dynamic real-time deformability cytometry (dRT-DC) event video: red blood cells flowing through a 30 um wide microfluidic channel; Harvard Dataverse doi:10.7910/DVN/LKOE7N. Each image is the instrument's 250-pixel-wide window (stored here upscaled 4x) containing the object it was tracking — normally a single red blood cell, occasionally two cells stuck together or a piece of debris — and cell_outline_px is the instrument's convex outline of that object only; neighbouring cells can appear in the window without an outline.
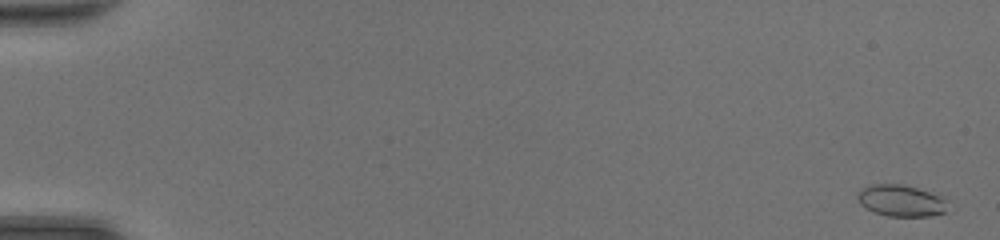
{"species": "common noctule bat (a hibernating species)", "species_latin": "Nyctalus noctula", "temperature_condition": "room temperature", "stored_images_in_passage": 48, "camera_frame_rate_fps": 3000, "um_per_image_px": 0.085, "animal": {"sex": "female", "body_mass_g": 20.0, "forearm_length_mm": 54.0}, "frame": {"image": 1, "passage_image": 1, "time_ms": 0.0, "image_size_px": [1000, 240], "cell_outline_px": [[944, 212], [928, 216], [888, 216], [876, 212], [860, 204], [856, 196], [856, 192], [860, 188], [868, 184], [904, 184], [944, 196]], "centroid_in_image_um": [76.52, 17.02], "position_along_channel_um": 8.5, "area_um2": 16.53}}
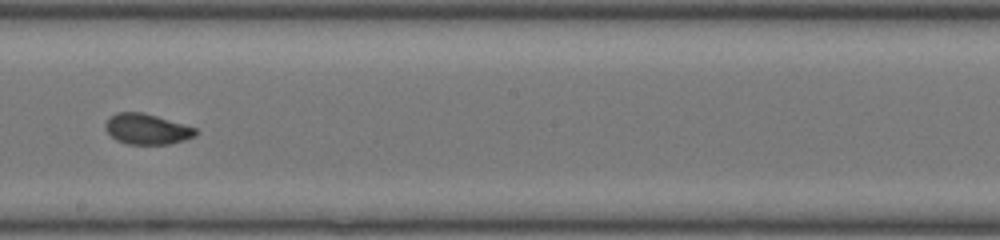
{"frame": {"image": 2, "passage_image": 29, "time_ms": 9.333, "image_size_px": [1000, 240], "cell_outline_px": [[200, 132], [196, 136], [184, 140], [168, 144], [128, 144], [116, 140], [104, 128], [104, 124], [116, 112], [144, 112], [196, 128]], "centroid_in_image_um": [12.51, 10.97], "position_along_channel_um": 235.7, "area_um2": 16.07}}
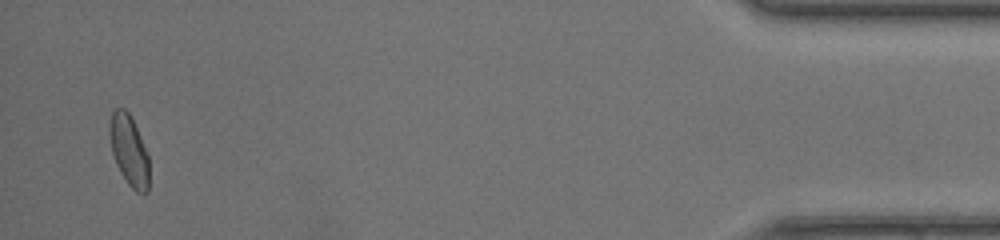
{"frame": {"image": 3, "passage_image": 47, "time_ms": 15.333, "image_size_px": [1000, 240], "cell_outline_px": [[148, 192], [136, 192], [128, 184], [120, 172], [116, 164], [112, 152], [108, 132], [108, 128], [112, 112], [116, 108], [124, 108], [132, 116], [148, 152]], "centroid_in_image_um": [10.96, 12.74], "position_along_channel_um": 424.2, "area_um2": 16.47}, "authors_computed_cell_mechanics": {"area_um2": 16.2418, "velocity_mm_per_s": 4.396, "shape_relaxation_time_tau1_ms": 3.6789, "shape_relaxation_time_tau2_ms": 1.1287, "deformation_change_tau1": 0.113, "deformation_change_tau2": 0.0461}}